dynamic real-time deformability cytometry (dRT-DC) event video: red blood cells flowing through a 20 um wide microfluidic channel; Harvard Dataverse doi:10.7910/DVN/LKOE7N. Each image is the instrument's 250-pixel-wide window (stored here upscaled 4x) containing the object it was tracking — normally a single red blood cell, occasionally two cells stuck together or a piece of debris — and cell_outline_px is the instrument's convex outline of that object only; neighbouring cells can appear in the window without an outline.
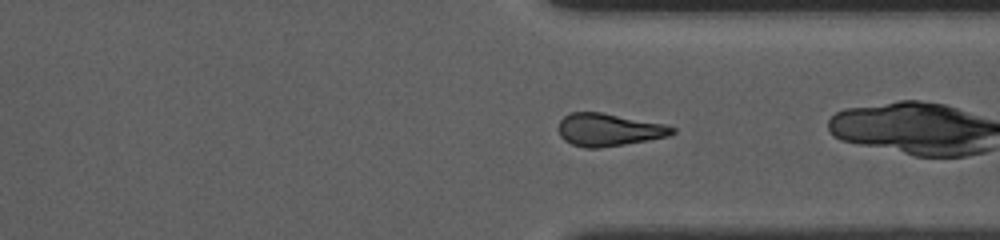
{"species": "common noctule bat (a hibernating species)", "species_latin": "Nyctalus noctula", "temperature_condition": "room temperature", "stored_images_in_passage": 37, "camera_frame_rate_fps": 3000, "um_per_image_px": 0.085, "animal": {"sex": "female", "body_mass_g": 10.0, "forearm_length_mm": 53.1}, "frame": {"image": 1, "passage_image": 35, "time_ms": 11.333, "image_size_px": [1000, 240], "cell_outline_px": [[676, 132], [668, 136], [648, 140], [600, 148], [584, 148], [572, 144], [564, 140], [560, 136], [556, 128], [560, 120], [568, 112], [600, 112], [664, 124], [676, 128]], "centroid_in_image_um": [51.69, 11.03], "position_along_channel_um": 359.7, "area_um2": 21.73}}